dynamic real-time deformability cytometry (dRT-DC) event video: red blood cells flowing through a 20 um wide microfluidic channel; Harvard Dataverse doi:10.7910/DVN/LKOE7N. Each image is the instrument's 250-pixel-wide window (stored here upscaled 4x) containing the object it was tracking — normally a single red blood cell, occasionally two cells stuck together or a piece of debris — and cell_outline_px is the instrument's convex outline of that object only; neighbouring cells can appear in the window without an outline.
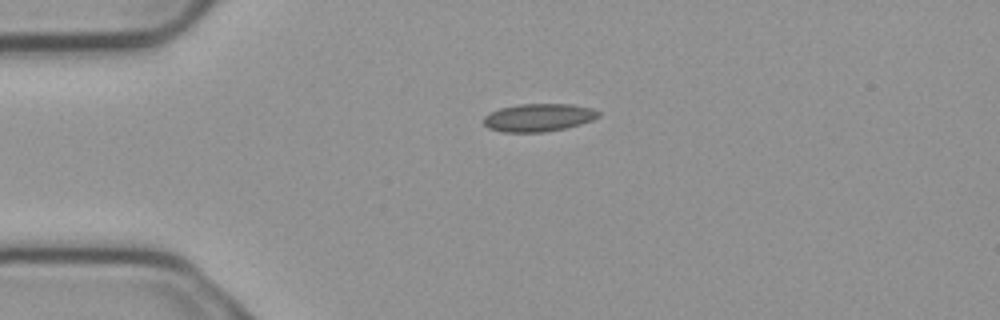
{"species": "common noctule bat (a hibernating species)", "species_latin": "Nyctalus noctula", "temperature_condition": "cold", "stored_images_in_passage": 3, "camera_frame_rate_fps": 3000, "um_per_image_px": 0.085, "animal": {"sex": "male", "body_mass_g": 23.1, "forearm_length_mm": 52.7}, "frame": {"image": 1, "passage_image": 1, "time_ms": 0.0, "image_size_px": [1000, 320], "cell_outline_px": [[600, 116], [592, 120], [580, 124], [564, 128], [544, 132], [504, 132], [488, 128], [484, 124], [484, 116], [488, 112], [500, 108], [520, 104], [572, 104], [592, 108], [600, 112]], "centroid_in_image_um": [45.77, 9.98], "position_along_channel_um": 39.2, "area_um2": 18.67}}
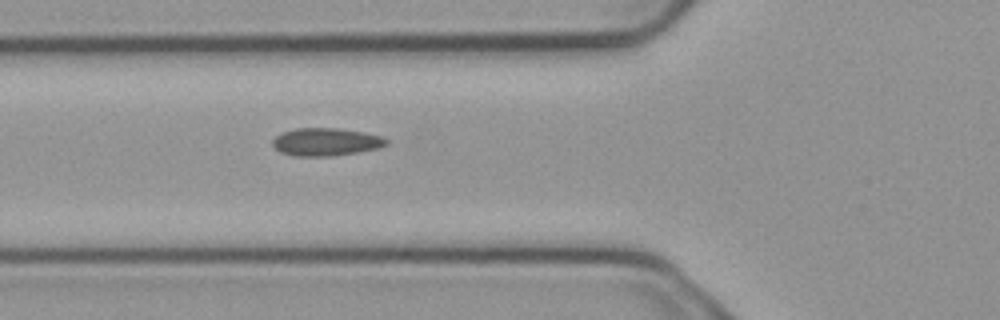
{"frame": {"image": 2, "passage_image": 3, "time_ms": 0.667, "image_size_px": [1000, 320], "cell_outline_px": [[388, 144], [376, 148], [356, 152], [332, 156], [292, 156], [280, 152], [272, 144], [272, 140], [276, 136], [284, 132], [296, 128], [340, 128], [364, 132], [380, 136], [388, 140]], "centroid_in_image_um": [27.68, 12.06], "position_along_channel_um": 98.1, "area_um2": 18.32}}